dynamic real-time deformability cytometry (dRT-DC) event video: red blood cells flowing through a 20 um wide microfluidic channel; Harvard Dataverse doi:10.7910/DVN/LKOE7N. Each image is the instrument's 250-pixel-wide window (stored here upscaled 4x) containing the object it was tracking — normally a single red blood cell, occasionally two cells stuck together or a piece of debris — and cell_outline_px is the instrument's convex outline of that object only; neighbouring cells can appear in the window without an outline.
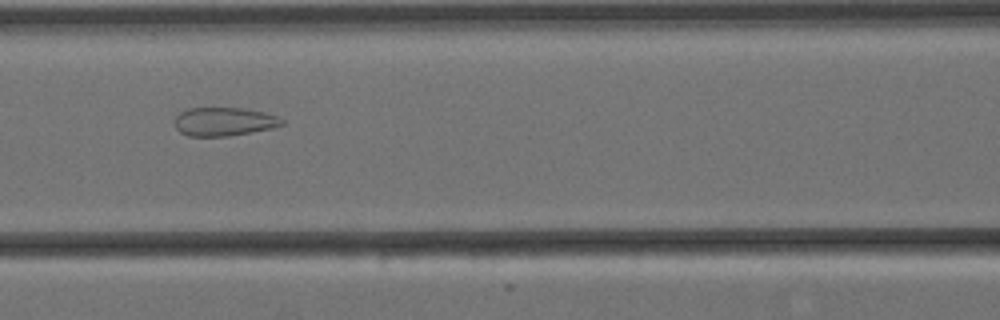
{"species": "Egyptian fruit bat (a non-hibernating species)", "species_latin": "Rousettus aegyptiacus", "temperature_condition": "cold", "stored_images_in_passage": 8, "camera_frame_rate_fps": 3000, "um_per_image_px": 0.085, "animal": {"sex": "female"}, "frame": {"image": 1, "passage_image": 7, "time_ms": 2.0, "image_size_px": [1000, 320], "cell_outline_px": [[284, 124], [272, 128], [228, 136], [188, 136], [180, 132], [176, 128], [176, 116], [180, 112], [188, 108], [244, 108], [264, 112], [276, 116], [284, 120]], "centroid_in_image_um": [19.04, 10.33], "position_along_channel_um": 147.6, "area_um2": 17.74}}
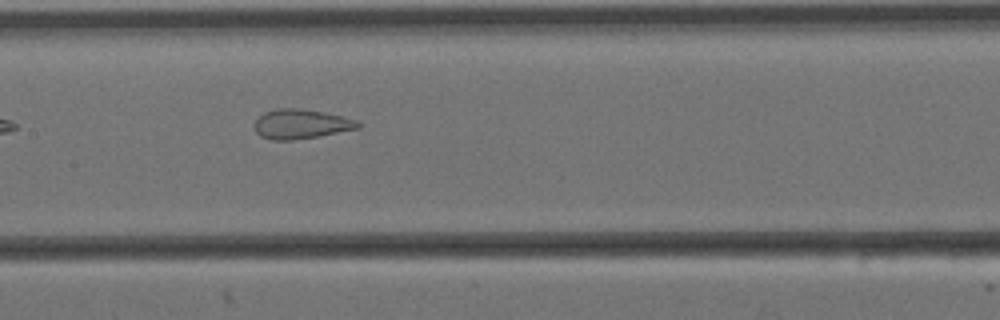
{"frame": {"image": 2, "passage_image": 8, "time_ms": 2.333, "image_size_px": [1000, 320], "cell_outline_px": [[360, 128], [316, 136], [292, 140], [272, 140], [260, 136], [256, 132], [256, 120], [264, 112], [280, 108], [300, 108], [324, 112], [356, 120], [360, 124]], "centroid_in_image_um": [25.57, 10.54], "position_along_channel_um": 181.8, "area_um2": 17.51}}